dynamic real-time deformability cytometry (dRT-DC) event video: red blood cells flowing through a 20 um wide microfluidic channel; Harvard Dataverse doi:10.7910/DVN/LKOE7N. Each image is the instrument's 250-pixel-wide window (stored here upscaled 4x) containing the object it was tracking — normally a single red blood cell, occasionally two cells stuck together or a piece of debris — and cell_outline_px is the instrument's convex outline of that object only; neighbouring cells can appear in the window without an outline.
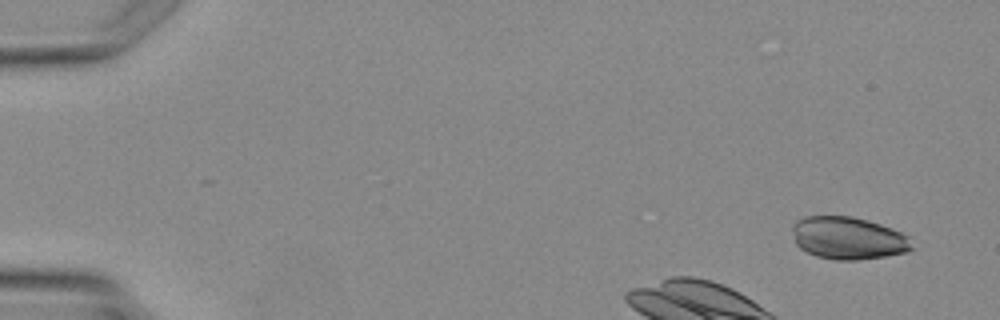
{"species": "Egyptian fruit bat (a non-hibernating species)", "species_latin": "Rousettus aegyptiacus", "temperature_condition": "warm", "stored_images_in_passage": 3, "camera_frame_rate_fps": 3000, "um_per_image_px": 0.085, "animal": {"sex": "female"}, "frame": {"image": 1, "passage_image": 1, "time_ms": 0.0, "image_size_px": [1000, 320], "cell_outline_px": [[912, 248], [908, 252], [884, 256], [856, 260], [836, 260], [816, 256], [800, 248], [796, 244], [792, 228], [792, 224], [796, 220], [804, 216], [852, 216], [868, 220], [892, 228], [908, 236]], "centroid_in_image_um": [72.07, 20.23], "position_along_channel_um": 12.9, "area_um2": 29.59}}